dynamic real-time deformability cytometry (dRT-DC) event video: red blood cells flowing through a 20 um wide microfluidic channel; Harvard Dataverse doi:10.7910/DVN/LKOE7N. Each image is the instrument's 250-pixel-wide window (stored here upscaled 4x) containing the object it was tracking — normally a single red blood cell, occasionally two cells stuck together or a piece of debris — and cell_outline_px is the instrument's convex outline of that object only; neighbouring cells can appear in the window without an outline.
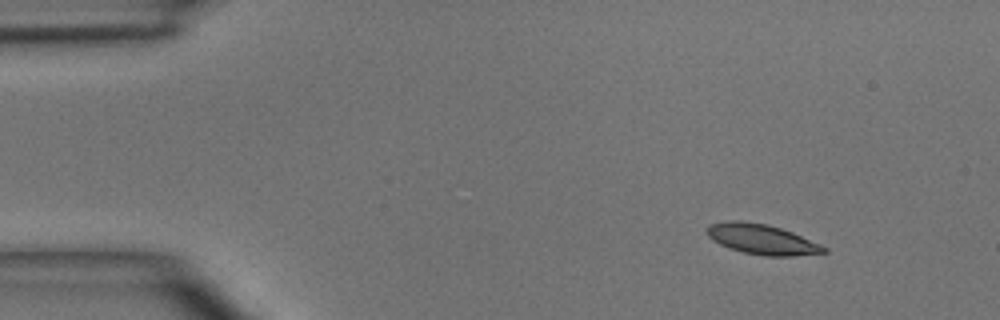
{"species": "common noctule bat (a hibernating species)", "species_latin": "Nyctalus noctula", "temperature_condition": "room temperature", "stored_images_in_passage": 4, "camera_frame_rate_fps": 3000, "um_per_image_px": 0.085, "animal": {"sex": "male", "body_mass_g": 15.6}, "frame": {"image": 1, "passage_image": 1, "time_ms": 0.0, "image_size_px": [1000, 320], "cell_outline_px": [[828, 252], [792, 256], [764, 256], [744, 252], [720, 244], [712, 240], [708, 236], [704, 228], [712, 224], [728, 220], [740, 220], [768, 224], [792, 232], [820, 244], [828, 248]], "centroid_in_image_um": [64.75, 20.33], "position_along_channel_um": 20.2, "area_um2": 20.52}}
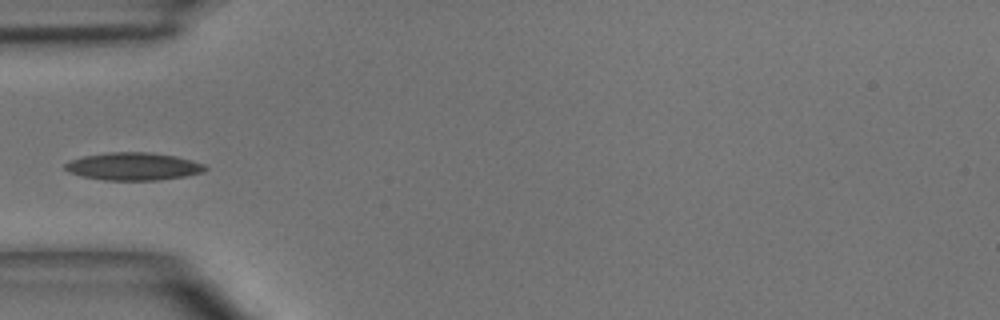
{"frame": {"image": 2, "passage_image": 4, "time_ms": 3.333, "image_size_px": [1000, 320], "cell_outline_px": [[208, 168], [204, 172], [184, 176], [160, 180], [104, 180], [84, 176], [68, 172], [64, 168], [64, 164], [68, 160], [84, 156], [108, 152], [148, 152], [176, 156], [192, 160], [204, 164]], "centroid_in_image_um": [11.33, 14.14], "position_along_channel_um": 73.7, "area_um2": 22.66}}